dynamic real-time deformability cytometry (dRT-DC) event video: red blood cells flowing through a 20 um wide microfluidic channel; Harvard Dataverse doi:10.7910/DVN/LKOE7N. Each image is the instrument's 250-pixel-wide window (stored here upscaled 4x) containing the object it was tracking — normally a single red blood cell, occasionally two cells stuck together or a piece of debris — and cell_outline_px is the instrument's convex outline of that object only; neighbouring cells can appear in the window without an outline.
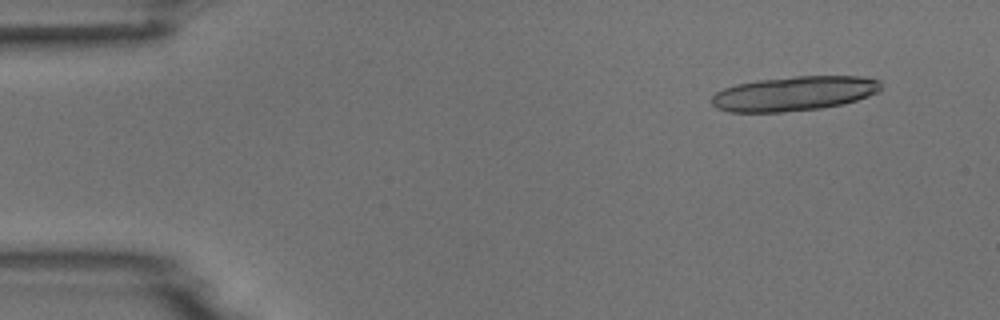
{"species": "common noctule bat (a hibernating species)", "species_latin": "Nyctalus noctula", "temperature_condition": "room temperature", "stored_images_in_passage": 4, "camera_frame_rate_fps": 3000, "um_per_image_px": 0.085, "animal": {"sex": "male", "body_mass_g": 18.8}, "frame": {"image": 1, "passage_image": 1, "time_ms": 0.0, "image_size_px": [1000, 320], "cell_outline_px": [[884, 84], [876, 92], [868, 96], [844, 104], [820, 108], [784, 112], [728, 112], [716, 108], [712, 104], [712, 96], [716, 92], [724, 88], [736, 84], [756, 80], [796, 76], [860, 76], [880, 80]], "centroid_in_image_um": [67.49, 7.95], "position_along_channel_um": 17.5, "area_um2": 34.22}}
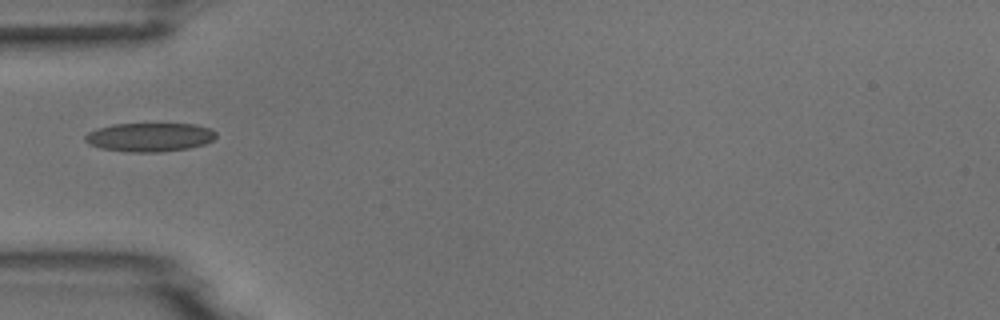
{"frame": {"image": 2, "passage_image": 4, "time_ms": 4.333, "image_size_px": [1000, 320], "cell_outline_px": [[216, 136], [212, 140], [204, 144], [188, 148], [160, 152], [128, 152], [100, 148], [88, 144], [84, 140], [84, 136], [88, 132], [96, 128], [112, 124], [196, 124], [212, 128], [216, 132]], "centroid_in_image_um": [12.7, 11.65], "position_along_channel_um": 72.3, "area_um2": 22.14}}